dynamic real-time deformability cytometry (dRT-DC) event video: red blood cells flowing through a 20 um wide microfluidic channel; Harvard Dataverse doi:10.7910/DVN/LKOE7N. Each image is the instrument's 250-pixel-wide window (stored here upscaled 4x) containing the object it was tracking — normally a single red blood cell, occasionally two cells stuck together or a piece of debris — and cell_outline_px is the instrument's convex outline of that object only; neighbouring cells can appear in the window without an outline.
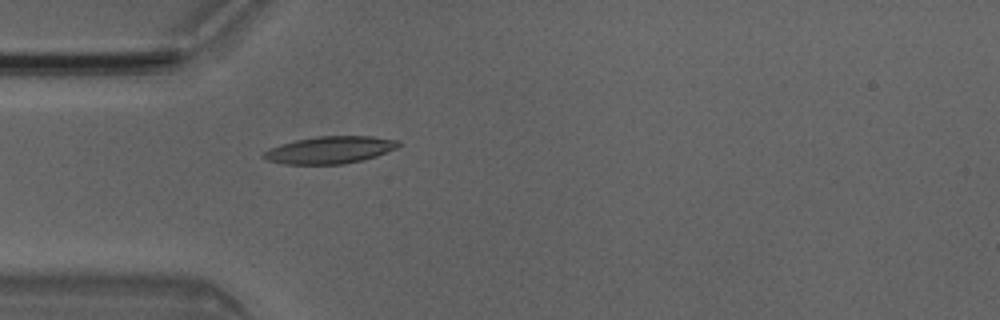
{"species": "Egyptian fruit bat (a non-hibernating species)", "species_latin": "Rousettus aegyptiacus", "temperature_condition": "room temperature", "stored_images_in_passage": 1, "camera_frame_rate_fps": 3000, "um_per_image_px": 0.085, "animal": {"sex": "male"}, "frame": {"image": 1, "passage_image": 1, "time_ms": 0.0, "image_size_px": [1000, 320], "cell_outline_px": [[400, 144], [396, 148], [376, 156], [364, 160], [344, 164], [284, 164], [268, 160], [260, 156], [268, 148], [280, 144], [296, 140], [316, 136], [372, 136], [400, 140]], "centroid_in_image_um": [28.03, 12.74], "position_along_channel_um": 57.0, "area_um2": 21.5}}